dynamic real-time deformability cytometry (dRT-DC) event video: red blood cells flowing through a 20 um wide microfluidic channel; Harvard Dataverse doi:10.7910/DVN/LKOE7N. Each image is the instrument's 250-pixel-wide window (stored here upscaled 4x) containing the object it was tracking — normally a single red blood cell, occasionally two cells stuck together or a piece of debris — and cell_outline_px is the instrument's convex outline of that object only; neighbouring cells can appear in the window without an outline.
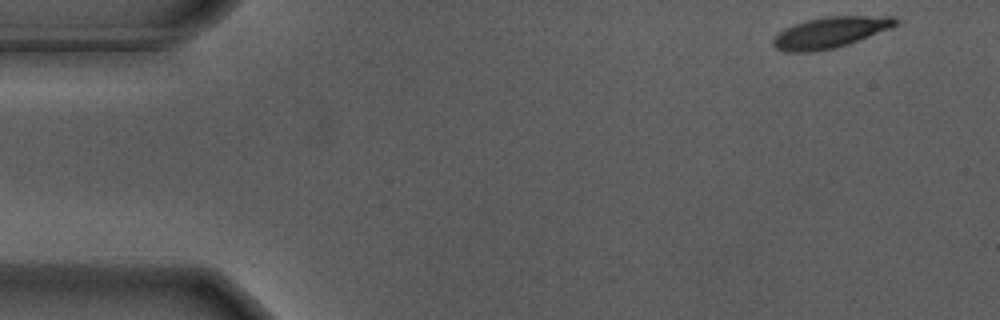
{"species": "Egyptian fruit bat (a non-hibernating species)", "species_latin": "Rousettus aegyptiacus", "temperature_condition": "warm", "stored_images_in_passage": 18, "camera_frame_rate_fps": 3000, "um_per_image_px": 0.085, "animal": {"sex": "male"}, "frame": {"image": 1, "passage_image": 1, "time_ms": 0.0, "image_size_px": [1000, 320], "cell_outline_px": [[904, 24], [848, 44], [832, 48], [812, 52], [788, 52], [776, 48], [772, 44], [772, 40], [784, 28], [792, 24], [808, 20], [828, 16], [896, 16]], "centroid_in_image_um": [70.66, 2.74], "position_along_channel_um": 14.3, "area_um2": 22.37}}
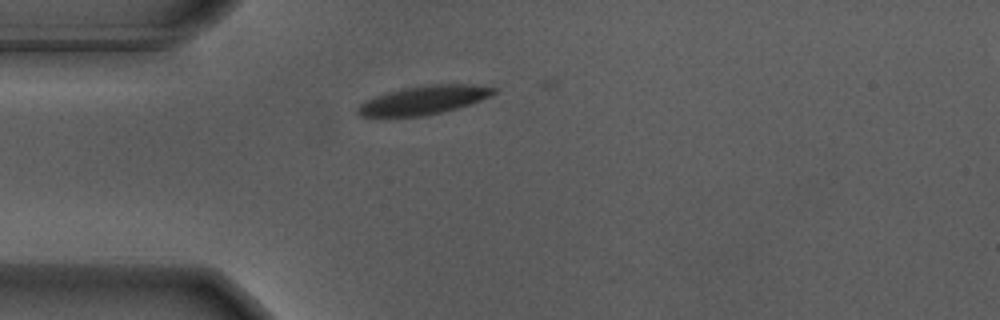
{"frame": {"image": 2, "passage_image": 12, "time_ms": 3.667, "image_size_px": [1000, 320], "cell_outline_px": [[500, 88], [496, 92], [480, 100], [456, 108], [424, 116], [360, 116], [356, 112], [356, 108], [364, 100], [388, 92], [420, 84], [476, 84]], "centroid_in_image_um": [36.02, 8.48], "position_along_channel_um": 49.0, "area_um2": 22.66}}
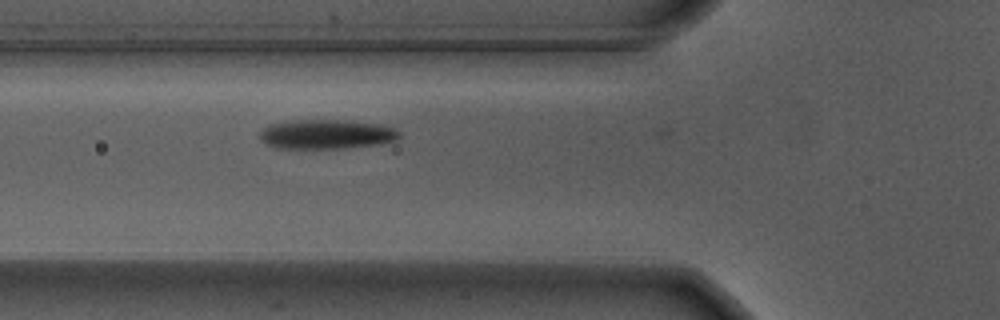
{"frame": {"image": 3, "passage_image": 17, "time_ms": 5.333, "image_size_px": [1000, 320], "cell_outline_px": [[400, 136], [396, 140], [380, 144], [344, 148], [280, 148], [264, 144], [260, 140], [256, 132], [268, 124], [284, 120], [352, 120], [384, 124], [396, 128], [400, 132]], "centroid_in_image_um": [27.71, 11.39], "position_along_channel_um": 98.1, "area_um2": 24.68}}